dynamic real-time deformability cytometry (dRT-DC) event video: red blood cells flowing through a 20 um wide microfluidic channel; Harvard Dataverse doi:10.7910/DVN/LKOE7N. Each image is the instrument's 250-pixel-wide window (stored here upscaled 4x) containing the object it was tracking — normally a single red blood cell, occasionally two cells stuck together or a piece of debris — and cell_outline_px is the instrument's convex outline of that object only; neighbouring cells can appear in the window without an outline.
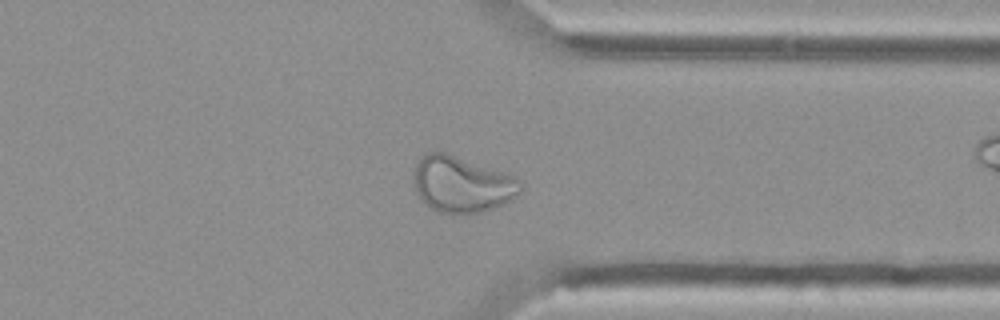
{"species": "Egyptian fruit bat (a non-hibernating species)", "species_latin": "Rousettus aegyptiacus", "temperature_condition": "cold", "stored_images_in_passage": 47, "camera_frame_rate_fps": 3000, "um_per_image_px": 0.085, "animal": {"sex": "female"}, "frame": {"image": 1, "passage_image": 34, "time_ms": 11.0, "image_size_px": [1000, 320], "cell_outline_px": [[520, 192], [496, 208], [480, 212], [436, 212], [416, 192], [416, 164], [420, 156], [428, 152], [444, 152], [504, 172], [520, 180]], "centroid_in_image_um": [39.27, 15.65], "position_along_channel_um": 372.1, "area_um2": 33.87}}